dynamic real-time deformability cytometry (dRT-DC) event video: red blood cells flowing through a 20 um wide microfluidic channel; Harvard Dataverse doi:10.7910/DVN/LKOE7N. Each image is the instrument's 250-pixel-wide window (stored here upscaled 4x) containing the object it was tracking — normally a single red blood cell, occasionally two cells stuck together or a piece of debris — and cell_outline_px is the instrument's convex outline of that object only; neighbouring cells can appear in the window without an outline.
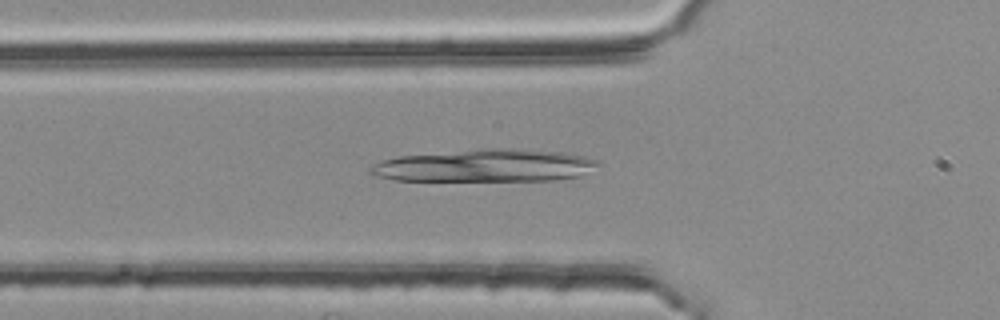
{"species": "common noctule bat (a hibernating species)", "species_latin": "Nyctalus noctula", "temperature_condition": "room temperature", "stored_images_in_passage": 47, "segment_of_instrument_passage": [1, 2], "camera_frame_rate_fps": 3000, "um_per_image_px": 0.085, "animal": {"sex": "female", "body_mass_g": 25.1}, "frame": {"image": 1, "passage_image": 11, "time_ms": 3.333, "image_size_px": [1000, 320], "cell_outline_px": [[600, 164], [580, 176], [556, 180], [392, 180], [376, 176], [368, 172], [368, 168], [372, 164], [380, 160], [400, 156], [480, 148], [524, 148], [568, 152], [600, 160]], "centroid_in_image_um": [41.25, 14.06], "position_along_channel_um": 84.5, "area_um2": 43.7}}
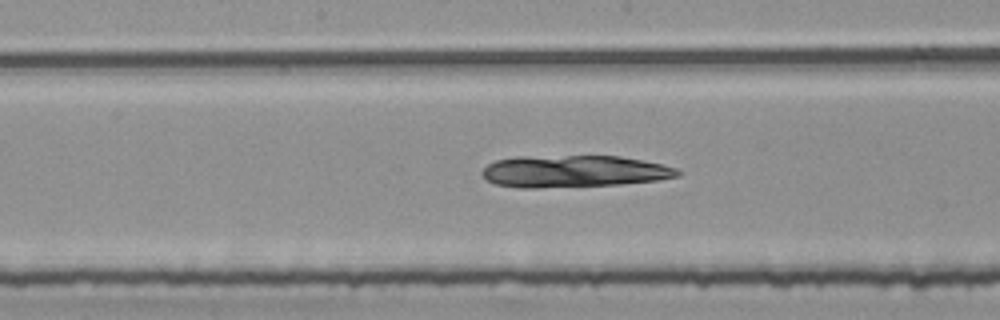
{"frame": {"image": 2, "passage_image": 20, "time_ms": 6.333, "image_size_px": [1000, 320], "cell_outline_px": [[684, 172], [680, 176], [656, 180], [620, 184], [536, 188], [520, 188], [496, 184], [484, 180], [480, 172], [488, 164], [496, 160], [516, 156], [620, 156], [660, 164], [676, 168]], "centroid_in_image_um": [48.74, 14.56], "position_along_channel_um": 199.5, "area_um2": 36.59}}
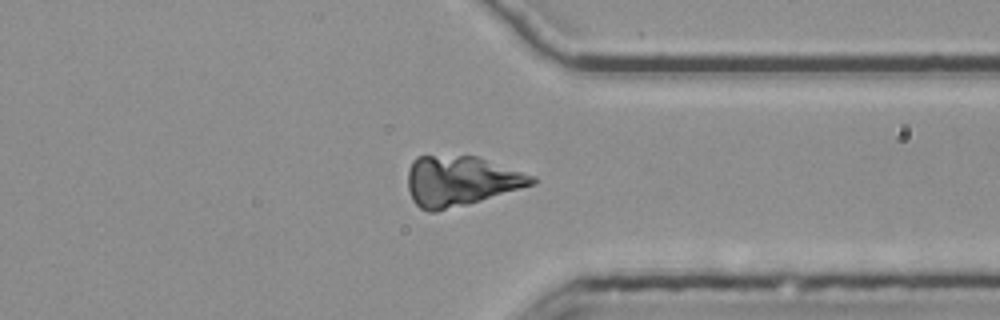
{"frame": {"image": 3, "passage_image": 34, "time_ms": 11.0, "image_size_px": [1000, 320], "cell_outline_px": [[536, 184], [468, 204], [432, 212], [428, 212], [420, 208], [412, 200], [408, 188], [408, 168], [412, 160], [416, 156], [476, 156], [536, 176]], "centroid_in_image_um": [39.15, 15.38], "position_along_channel_um": 372.3, "area_um2": 36.18}}